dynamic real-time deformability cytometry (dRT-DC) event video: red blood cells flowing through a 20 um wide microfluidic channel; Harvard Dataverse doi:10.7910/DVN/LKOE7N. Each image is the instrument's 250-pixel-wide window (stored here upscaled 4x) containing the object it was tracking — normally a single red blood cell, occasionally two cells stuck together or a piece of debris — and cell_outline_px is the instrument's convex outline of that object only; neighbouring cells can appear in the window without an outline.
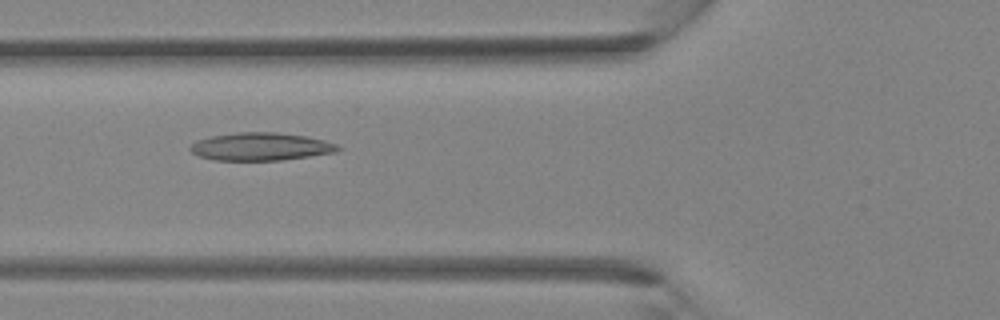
{"species": "Egyptian fruit bat (a non-hibernating species)", "species_latin": "Rousettus aegyptiacus", "temperature_condition": "room temperature", "stored_images_in_passage": 37, "camera_frame_rate_fps": 3000, "um_per_image_px": 0.085, "animal": {"sex": "female"}, "frame": {"image": 1, "passage_image": 14, "time_ms": 4.333, "image_size_px": [1000, 320], "cell_outline_px": [[340, 148], [336, 152], [280, 160], [212, 160], [200, 156], [192, 152], [188, 148], [196, 140], [212, 136], [236, 132], [276, 132], [304, 136], [324, 140], [336, 144]], "centroid_in_image_um": [22.12, 12.46], "position_along_channel_um": 103.7, "area_um2": 23.76}}
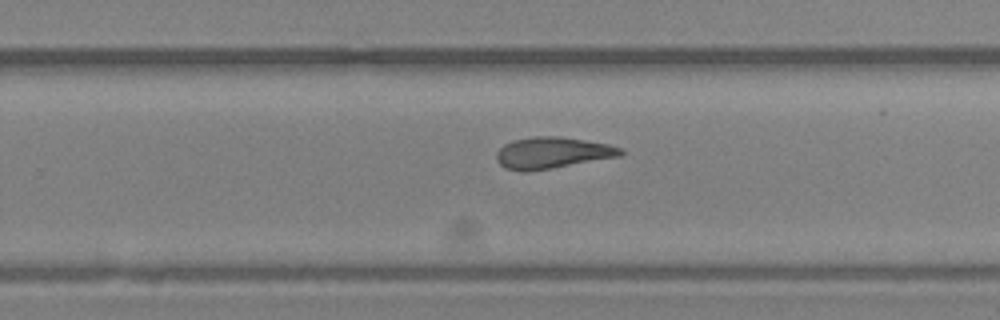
{"frame": {"image": 2, "passage_image": 24, "time_ms": 7.667, "image_size_px": [1000, 320], "cell_outline_px": [[624, 152], [620, 156], [552, 168], [528, 172], [520, 172], [504, 168], [496, 160], [496, 152], [504, 144], [512, 140], [532, 136], [560, 136], [608, 144], [620, 148]], "centroid_in_image_um": [46.88, 12.99], "position_along_channel_um": 282.9, "area_um2": 22.83}}
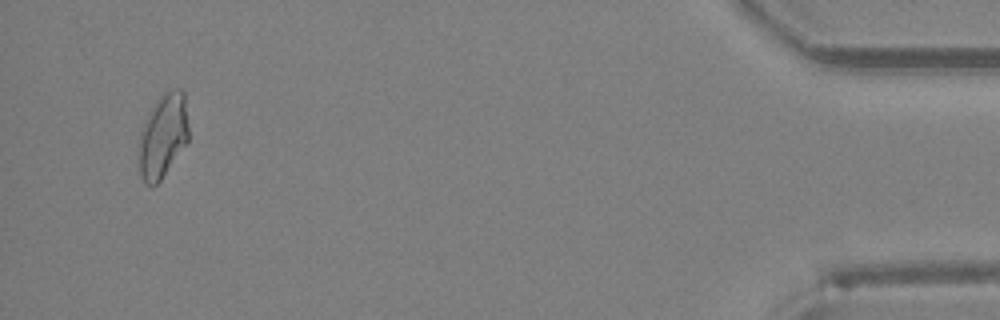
{"frame": {"image": 3, "passage_image": 36, "time_ms": 11.667, "image_size_px": [1000, 320], "cell_outline_px": [[188, 140], [160, 180], [152, 188], [144, 184], [140, 176], [140, 132], [152, 108], [160, 96], [164, 92], [172, 88], [180, 88], [184, 92], [188, 124]], "centroid_in_image_um": [13.86, 11.54], "position_along_channel_um": 421.3, "area_um2": 23.93}}